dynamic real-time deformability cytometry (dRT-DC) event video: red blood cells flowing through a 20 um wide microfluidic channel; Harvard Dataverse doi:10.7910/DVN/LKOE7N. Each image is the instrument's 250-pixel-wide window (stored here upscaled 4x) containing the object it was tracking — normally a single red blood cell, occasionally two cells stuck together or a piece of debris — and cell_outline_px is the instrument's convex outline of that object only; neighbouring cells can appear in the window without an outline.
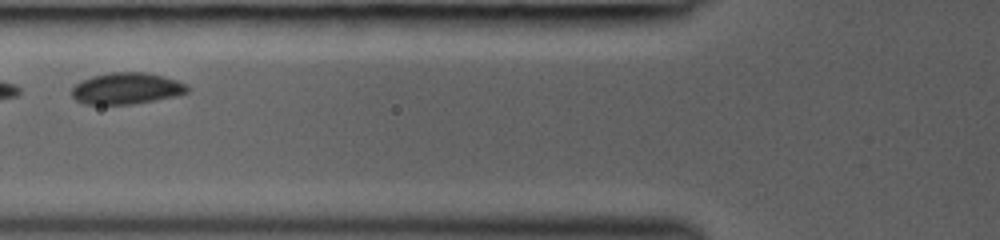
{"species": "common noctule bat (a hibernating species)", "species_latin": "Nyctalus noctula", "temperature_condition": "room temperature", "stored_images_in_passage": 18, "camera_frame_rate_fps": 3000, "um_per_image_px": 0.085, "animal": {"sex": "female", "body_mass_g": 19.0, "forearm_length_mm": 53.3}, "frame": {"image": 1, "passage_image": 5, "time_ms": 2.0, "image_size_px": [1000, 240], "cell_outline_px": [[188, 92], [176, 96], [156, 100], [132, 104], [84, 104], [76, 100], [72, 96], [72, 88], [76, 84], [92, 76], [112, 72], [144, 72], [164, 76], [176, 80], [184, 84], [188, 88]], "centroid_in_image_um": [10.75, 7.52], "position_along_channel_um": 115.0, "area_um2": 21.04}}
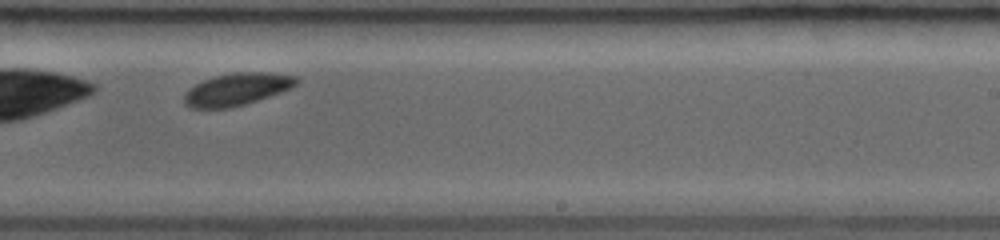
{"frame": {"image": 2, "passage_image": 11, "time_ms": 5.667, "image_size_px": [1000, 240], "cell_outline_px": [[300, 80], [292, 88], [244, 104], [228, 108], [192, 108], [184, 104], [184, 92], [188, 88], [212, 76], [232, 72], [268, 72], [296, 76]], "centroid_in_image_um": [20.11, 7.57], "position_along_channel_um": 268.9, "area_um2": 21.15}}
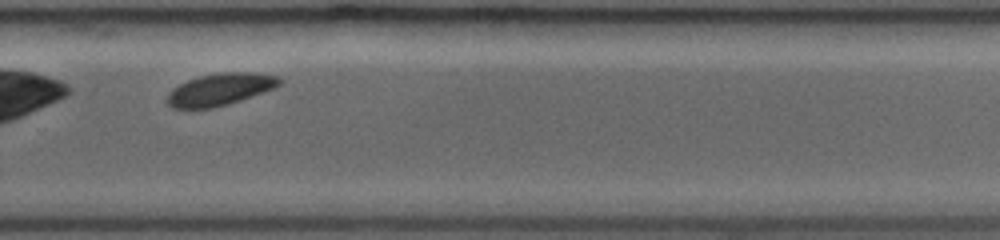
{"frame": {"image": 3, "passage_image": 13, "time_ms": 6.667, "image_size_px": [1000, 240], "cell_outline_px": [[284, 80], [280, 84], [264, 92], [228, 104], [212, 108], [172, 108], [168, 104], [168, 96], [172, 88], [188, 80], [200, 76], [220, 72], [252, 72], [280, 76]], "centroid_in_image_um": [18.74, 7.58], "position_along_channel_um": 311.1, "area_um2": 20.87}}